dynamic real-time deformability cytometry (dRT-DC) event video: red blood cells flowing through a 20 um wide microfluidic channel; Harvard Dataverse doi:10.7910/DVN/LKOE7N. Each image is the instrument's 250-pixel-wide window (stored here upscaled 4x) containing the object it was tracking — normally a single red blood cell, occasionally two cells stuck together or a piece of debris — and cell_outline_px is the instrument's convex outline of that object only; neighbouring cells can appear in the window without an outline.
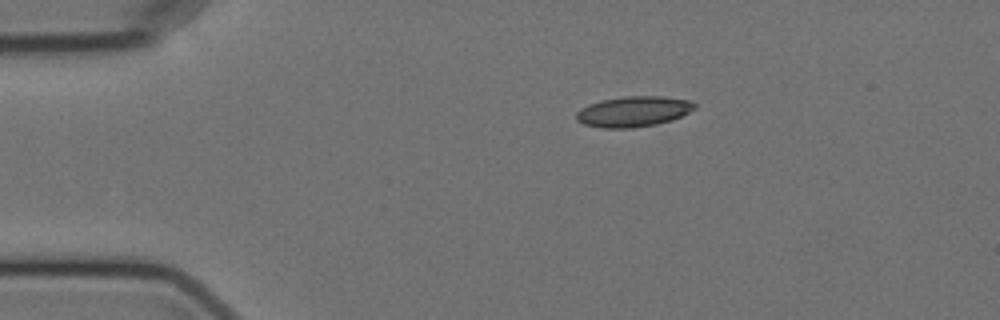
{"species": "Egyptian fruit bat (a non-hibernating species)", "species_latin": "Rousettus aegyptiacus", "temperature_condition": "cold", "stored_images_in_passage": 13, "camera_frame_rate_fps": 3000, "um_per_image_px": 0.085, "animal": {"sex": "female"}, "frame": {"image": 1, "passage_image": 1, "time_ms": 0.0, "image_size_px": [1000, 320], "cell_outline_px": [[696, 108], [672, 120], [656, 124], [632, 128], [604, 128], [584, 124], [576, 120], [576, 112], [580, 108], [588, 104], [604, 100], [624, 96], [664, 96], [688, 100], [696, 104]], "centroid_in_image_um": [53.83, 9.48], "position_along_channel_um": 31.2, "area_um2": 20.98}}
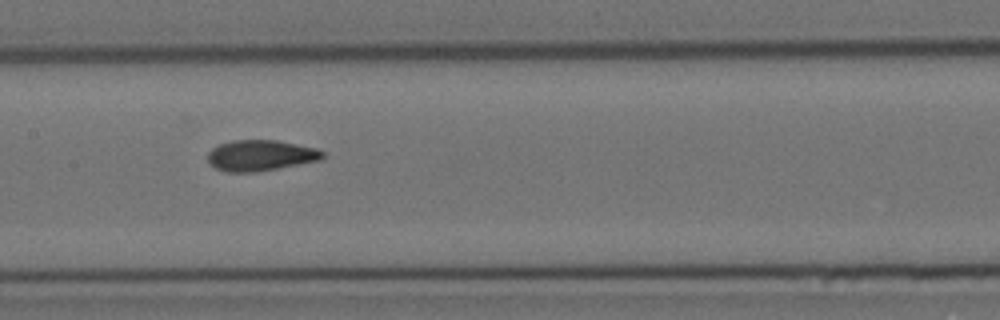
{"frame": {"image": 2, "passage_image": 6, "time_ms": 5.667, "image_size_px": [1000, 320], "cell_outline_px": [[324, 156], [320, 160], [256, 172], [224, 172], [208, 164], [208, 152], [212, 148], [220, 144], [232, 140], [276, 140], [316, 148], [324, 152]], "centroid_in_image_um": [22.11, 13.21], "position_along_channel_um": 185.3, "area_um2": 20.63}}
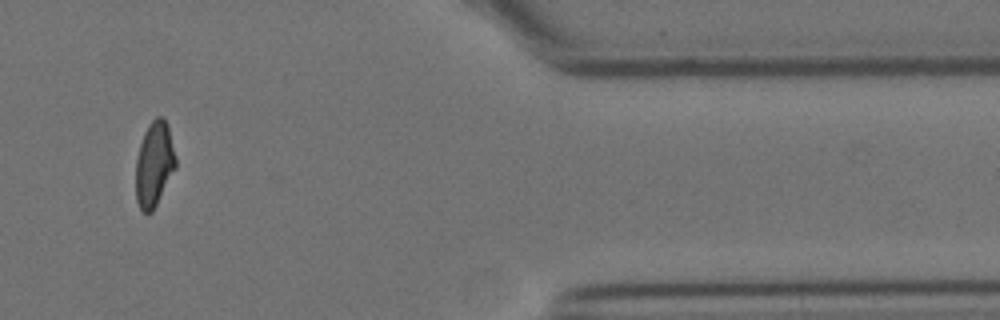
{"frame": {"image": 3, "passage_image": 11, "time_ms": 12.667, "image_size_px": [1000, 320], "cell_outline_px": [[176, 168], [152, 212], [144, 212], [140, 208], [136, 200], [136, 156], [144, 132], [148, 124], [156, 116], [164, 116], [168, 124], [176, 156]], "centroid_in_image_um": [13.12, 13.9], "position_along_channel_um": 398.3, "area_um2": 19.94}, "authors_computed_cell_mechanics": {"area_um2": 20.519, "velocity_mm_per_s": 3.5598, "shape_relaxation_time_tau1_ms": 9.6, "shape_relaxation_time_tau2_ms": 1.4423, "deformation_change_tau1": 0.1904, "deformation_change_tau2": 0.0468}}